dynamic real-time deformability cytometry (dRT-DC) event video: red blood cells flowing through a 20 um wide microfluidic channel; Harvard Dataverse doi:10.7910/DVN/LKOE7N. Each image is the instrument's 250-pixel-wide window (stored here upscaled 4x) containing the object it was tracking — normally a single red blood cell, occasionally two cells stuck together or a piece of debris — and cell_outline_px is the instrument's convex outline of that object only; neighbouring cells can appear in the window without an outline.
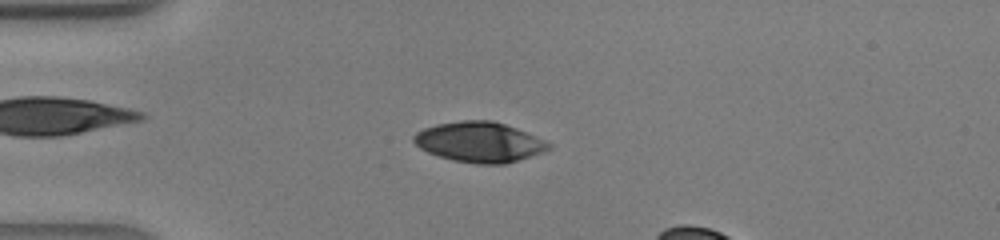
{"species": "human", "species_latin": "Homo sapiens", "temperature_condition": "warm", "stored_images_in_passage": 34, "camera_frame_rate_fps": 3000, "um_per_image_px": 0.085, "donor": {"sex": "male"}, "frame": {"image": 1, "passage_image": 7, "time_ms": 2.0, "image_size_px": [1000, 240], "cell_outline_px": [[552, 148], [544, 152], [504, 164], [476, 164], [452, 160], [428, 152], [420, 148], [412, 140], [412, 136], [416, 132], [424, 128], [436, 124], [460, 120], [492, 120], [516, 128], [548, 140], [552, 144]], "centroid_in_image_um": [40.78, 12.07], "position_along_channel_um": 44.2, "area_um2": 31.85}}
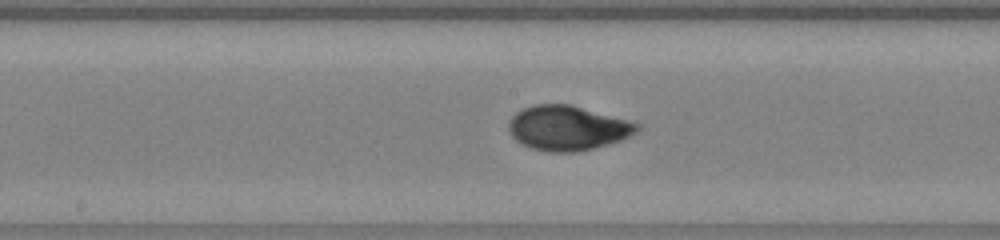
{"frame": {"image": 2, "passage_image": 18, "time_ms": 5.667, "image_size_px": [1000, 240], "cell_outline_px": [[640, 128], [636, 132], [620, 140], [608, 144], [576, 152], [548, 152], [532, 148], [520, 144], [512, 136], [508, 128], [508, 120], [516, 112], [532, 104], [572, 104], [640, 124]], "centroid_in_image_um": [48.2, 10.87], "position_along_channel_um": 200.0, "area_um2": 33.41}}
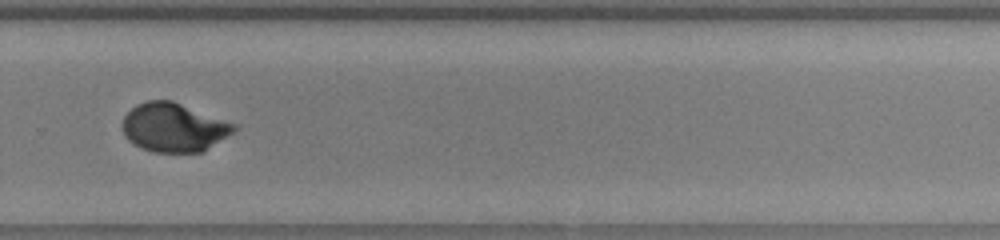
{"frame": {"image": 3, "passage_image": 25, "time_ms": 8.0, "image_size_px": [1000, 240], "cell_outline_px": [[240, 128], [200, 152], [152, 152], [140, 148], [128, 140], [124, 136], [120, 124], [124, 116], [136, 104], [148, 100], [172, 100], [236, 124]], "centroid_in_image_um": [14.72, 10.82], "position_along_channel_um": 315.1, "area_um2": 31.79}}